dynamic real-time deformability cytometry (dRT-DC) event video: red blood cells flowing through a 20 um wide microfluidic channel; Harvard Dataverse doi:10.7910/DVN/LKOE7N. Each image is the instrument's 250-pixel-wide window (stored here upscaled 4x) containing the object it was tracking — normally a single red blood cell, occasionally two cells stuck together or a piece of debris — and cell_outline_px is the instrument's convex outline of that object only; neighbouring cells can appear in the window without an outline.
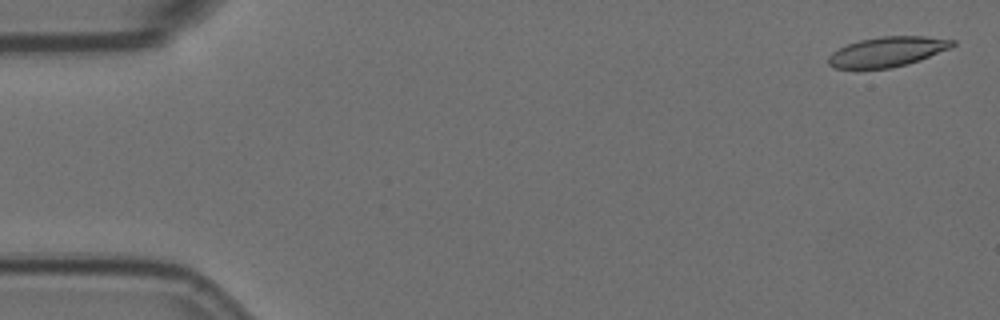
{"species": "Egyptian fruit bat (a non-hibernating species)", "species_latin": "Rousettus aegyptiacus", "temperature_condition": "room temperature", "stored_images_in_passage": 5, "segment_of_instrument_passage": [1, 2], "camera_frame_rate_fps": 3000, "um_per_image_px": 0.085, "animal": {"sex": "female"}, "frame": {"image": 1, "passage_image": 1, "time_ms": 0.0, "image_size_px": [1000, 320], "cell_outline_px": [[956, 44], [952, 48], [920, 60], [908, 64], [892, 68], [832, 68], [828, 64], [828, 56], [832, 52], [848, 44], [860, 40], [884, 36], [924, 36], [956, 40]], "centroid_in_image_um": [75.47, 4.4], "position_along_channel_um": 9.5, "area_um2": 21.68}}
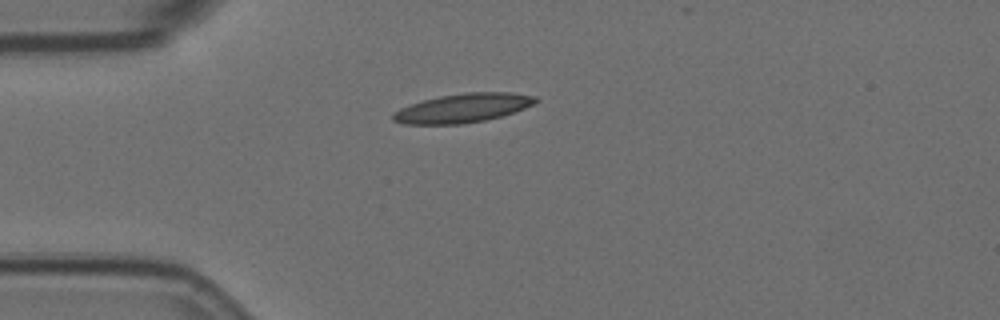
{"frame": {"image": 2, "passage_image": 4, "time_ms": 1.0, "image_size_px": [1000, 320], "cell_outline_px": [[540, 100], [524, 108], [500, 116], [484, 120], [460, 124], [404, 124], [392, 120], [392, 112], [400, 108], [424, 100], [440, 96], [464, 92], [508, 92], [536, 96]], "centroid_in_image_um": [39.32, 9.18], "position_along_channel_um": 45.7, "area_um2": 23.87}}